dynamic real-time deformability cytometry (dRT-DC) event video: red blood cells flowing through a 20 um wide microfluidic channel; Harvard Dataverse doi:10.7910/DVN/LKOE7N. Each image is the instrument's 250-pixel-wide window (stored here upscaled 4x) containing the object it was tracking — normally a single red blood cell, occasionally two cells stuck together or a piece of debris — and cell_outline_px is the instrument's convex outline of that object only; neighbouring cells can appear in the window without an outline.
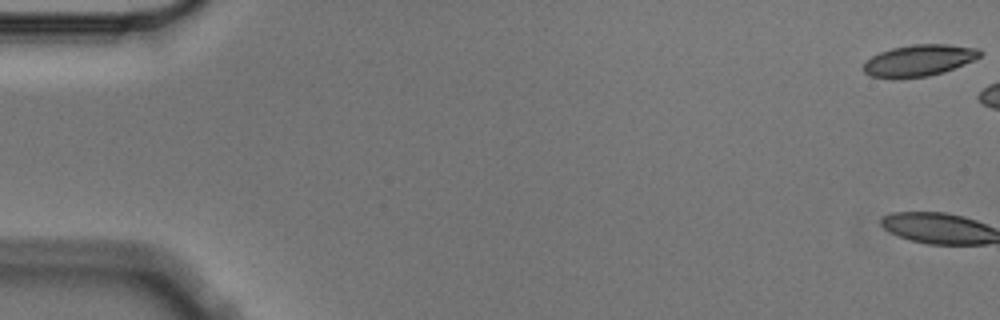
{"species": "Egyptian fruit bat (a non-hibernating species)", "species_latin": "Rousettus aegyptiacus", "temperature_condition": "cold", "stored_images_in_passage": 2, "segment_of_instrument_passage": [2, 2], "camera_frame_rate_fps": 3000, "um_per_image_px": 0.085, "animal": {"sex": "male"}, "frame": {"image": 1, "passage_image": 2, "time_ms": 0.333, "image_size_px": [1000, 320], "cell_outline_px": [[980, 56], [964, 64], [944, 72], [928, 76], [892, 80], [872, 76], [864, 72], [864, 64], [872, 56], [880, 52], [892, 48], [912, 44], [948, 44], [980, 48]], "centroid_in_image_um": [78.1, 5.15], "position_along_channel_um": 6.9, "area_um2": 21.5}}